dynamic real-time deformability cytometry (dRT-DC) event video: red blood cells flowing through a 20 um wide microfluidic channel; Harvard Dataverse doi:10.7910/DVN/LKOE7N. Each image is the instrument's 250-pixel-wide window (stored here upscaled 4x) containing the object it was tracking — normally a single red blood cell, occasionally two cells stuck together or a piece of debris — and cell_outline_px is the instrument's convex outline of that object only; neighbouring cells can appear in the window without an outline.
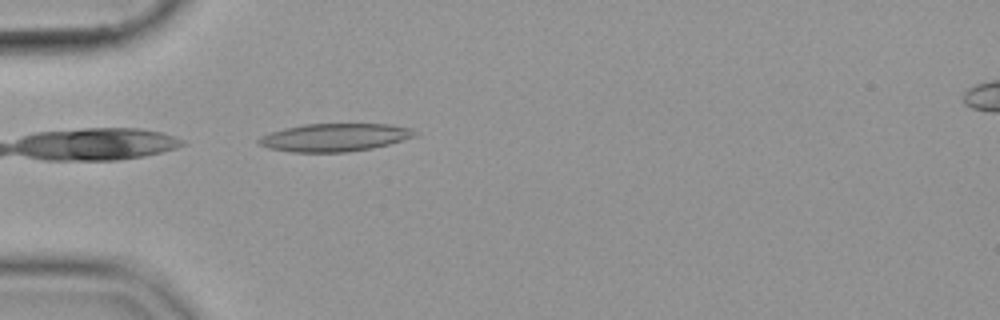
{"species": "common noctule bat (a hibernating species)", "species_latin": "Nyctalus noctula", "temperature_condition": "cold", "stored_images_in_passage": 39, "camera_frame_rate_fps": 3000, "um_per_image_px": 0.085, "animal": {"sex": "female", "body_mass_g": 19.9}, "frame": {"image": 1, "passage_image": 1, "time_ms": 0.0, "image_size_px": [1000, 320], "cell_outline_px": [[416, 136], [388, 144], [372, 148], [344, 152], [292, 152], [268, 148], [260, 144], [256, 140], [260, 136], [284, 128], [304, 124], [388, 124], [408, 128]], "centroid_in_image_um": [28.37, 11.68], "position_along_channel_um": 56.6, "area_um2": 25.03}}
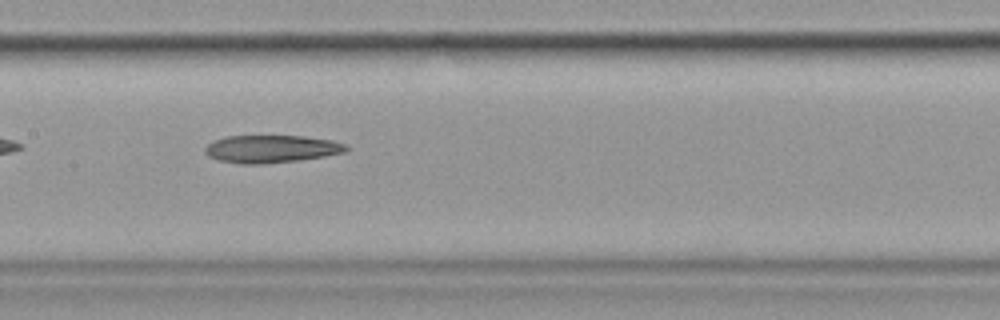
{"frame": {"image": 2, "passage_image": 12, "time_ms": 3.667, "image_size_px": [1000, 320], "cell_outline_px": [[348, 148], [344, 152], [324, 156], [296, 160], [260, 164], [240, 164], [220, 160], [208, 156], [204, 152], [204, 148], [212, 140], [224, 136], [304, 136], [332, 140], [344, 144]], "centroid_in_image_um": [23.0, 12.65], "position_along_channel_um": 184.4, "area_um2": 22.6}}
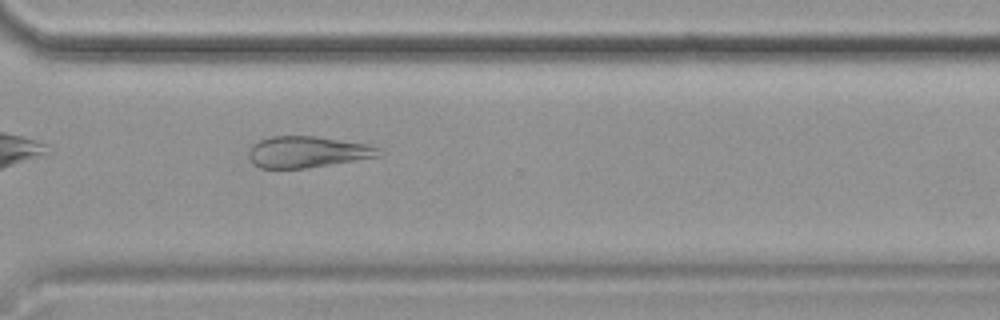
{"frame": {"image": 3, "passage_image": 25, "time_ms": 8.0, "image_size_px": [1000, 320], "cell_outline_px": [[384, 152], [380, 156], [308, 168], [260, 168], [252, 164], [248, 156], [248, 152], [252, 144], [260, 140], [272, 136], [316, 136], [368, 144], [380, 148]], "centroid_in_image_um": [26.13, 12.91], "position_along_channel_um": 344.5, "area_um2": 23.93}}